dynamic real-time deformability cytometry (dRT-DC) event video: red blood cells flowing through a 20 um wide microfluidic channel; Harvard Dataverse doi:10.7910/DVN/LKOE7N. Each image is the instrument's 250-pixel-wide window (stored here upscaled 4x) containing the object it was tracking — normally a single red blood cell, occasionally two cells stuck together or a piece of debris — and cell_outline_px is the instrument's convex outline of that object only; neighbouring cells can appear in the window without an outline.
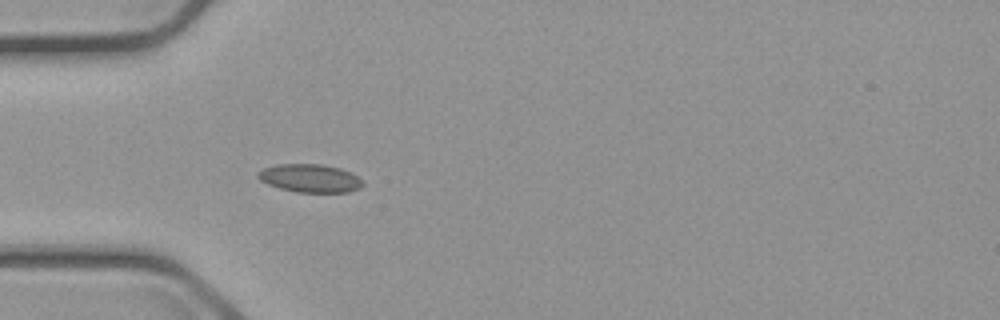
{"species": "common noctule bat (a hibernating species)", "species_latin": "Nyctalus noctula", "temperature_condition": "cold", "stored_images_in_passage": 5, "camera_frame_rate_fps": 3000, "um_per_image_px": 0.085, "animal": {"sex": "male", "body_mass_g": 23.1, "forearm_length_mm": 52.7}, "frame": {"image": 1, "passage_image": 5, "time_ms": 4.667, "image_size_px": [1000, 320], "cell_outline_px": [[364, 184], [360, 188], [348, 192], [296, 192], [280, 188], [268, 184], [260, 180], [256, 176], [256, 172], [264, 168], [276, 164], [320, 164], [340, 168], [352, 172], [364, 180]], "centroid_in_image_um": [26.37, 15.14], "position_along_channel_um": 58.6, "area_um2": 17.4}}